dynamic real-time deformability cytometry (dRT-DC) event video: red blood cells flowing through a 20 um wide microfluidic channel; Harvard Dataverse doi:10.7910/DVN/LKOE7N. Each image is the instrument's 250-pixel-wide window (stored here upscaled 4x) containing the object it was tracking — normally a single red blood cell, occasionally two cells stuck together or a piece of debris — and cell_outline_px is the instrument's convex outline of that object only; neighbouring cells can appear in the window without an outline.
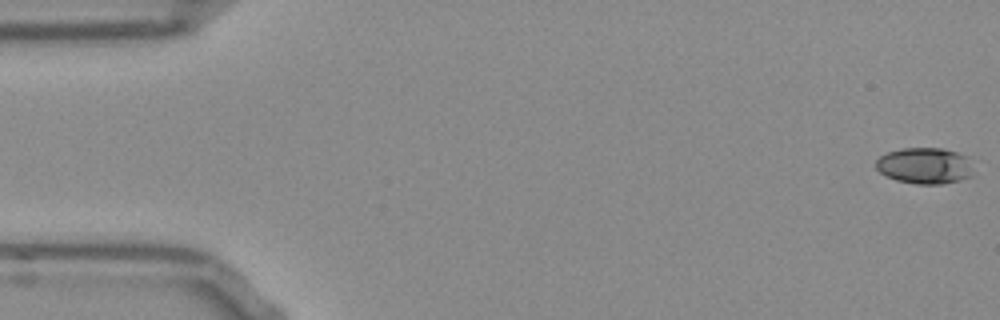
{"species": "Egyptian fruit bat (a non-hibernating species)", "species_latin": "Rousettus aegyptiacus", "temperature_condition": "room temperature", "stored_images_in_passage": 53, "camera_frame_rate_fps": 3000, "um_per_image_px": 0.085, "frame": {"image": 1, "passage_image": 1, "time_ms": 0.0, "image_size_px": [1000, 320], "cell_outline_px": [[972, 176], [960, 180], [940, 184], [916, 184], [896, 180], [884, 176], [876, 168], [876, 160], [880, 156], [888, 152], [900, 148], [940, 148], [956, 152], [964, 156]], "centroid_in_image_um": [78.51, 14.09], "position_along_channel_um": 6.5, "area_um2": 20.23}}
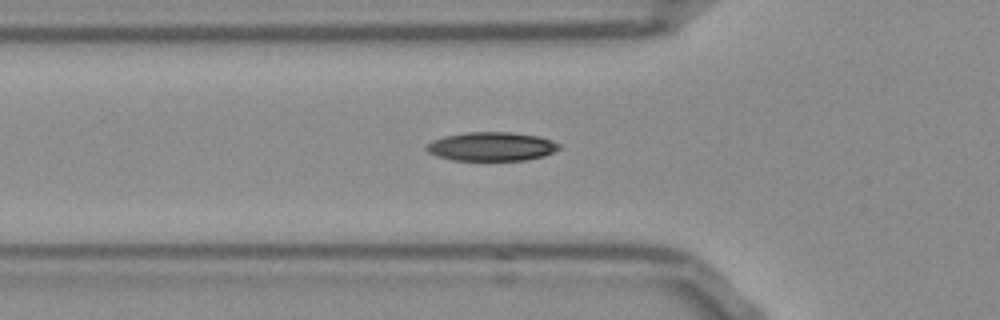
{"frame": {"image": 2, "passage_image": 18, "time_ms": 5.667, "image_size_px": [1000, 320], "cell_outline_px": [[560, 148], [544, 156], [524, 160], [452, 160], [436, 156], [428, 152], [424, 148], [432, 140], [444, 136], [464, 132], [512, 132], [536, 136], [552, 140], [560, 144]], "centroid_in_image_um": [41.75, 12.45], "position_along_channel_um": 84.1, "area_um2": 22.31}}
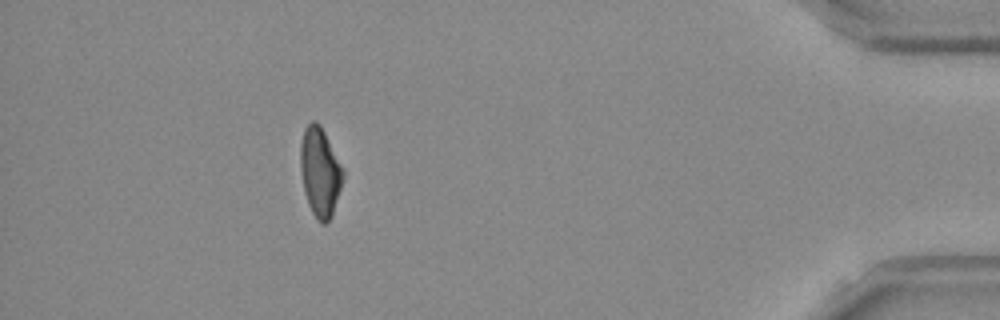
{"frame": {"image": 3, "passage_image": 48, "time_ms": 15.667, "image_size_px": [1000, 320], "cell_outline_px": [[344, 176], [332, 216], [324, 224], [320, 224], [316, 220], [308, 204], [304, 192], [300, 168], [300, 144], [304, 128], [312, 120], [316, 120], [320, 124], [344, 168]], "centroid_in_image_um": [27.2, 14.61], "position_along_channel_um": 408.0, "area_um2": 22.37}, "authors_computed_cell_mechanics": {"area_um2": 21.9062, "velocity_mm_per_s": 3.818, "shape_relaxation_time_tau1_ms": 5.2689, "shape_relaxation_time_tau2_ms": 7.1246, "deformation_change_tau1": 0.1442, "deformation_change_tau2": 0.1401}}